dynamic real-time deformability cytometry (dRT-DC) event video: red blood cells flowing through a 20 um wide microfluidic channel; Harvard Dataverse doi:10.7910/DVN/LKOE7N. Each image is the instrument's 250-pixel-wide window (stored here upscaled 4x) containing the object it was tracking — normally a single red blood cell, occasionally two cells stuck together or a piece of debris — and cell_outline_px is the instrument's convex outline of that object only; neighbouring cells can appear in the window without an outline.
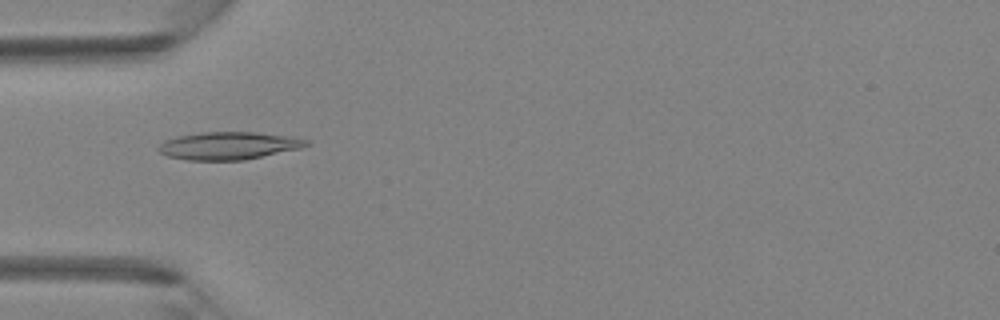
{"species": "Egyptian fruit bat (a non-hibernating species)", "species_latin": "Rousettus aegyptiacus", "temperature_condition": "room temperature", "stored_images_in_passage": 44, "camera_frame_rate_fps": 3000, "um_per_image_px": 0.085, "animal": {"sex": "female"}, "frame": {"image": 1, "passage_image": 14, "time_ms": 4.333, "image_size_px": [1000, 320], "cell_outline_px": [[312, 144], [300, 148], [244, 160], [188, 160], [168, 156], [160, 152], [156, 148], [164, 140], [176, 136], [200, 132], [256, 132], [292, 136], [308, 140]], "centroid_in_image_um": [19.43, 12.37], "position_along_channel_um": 65.6, "area_um2": 23.93}}
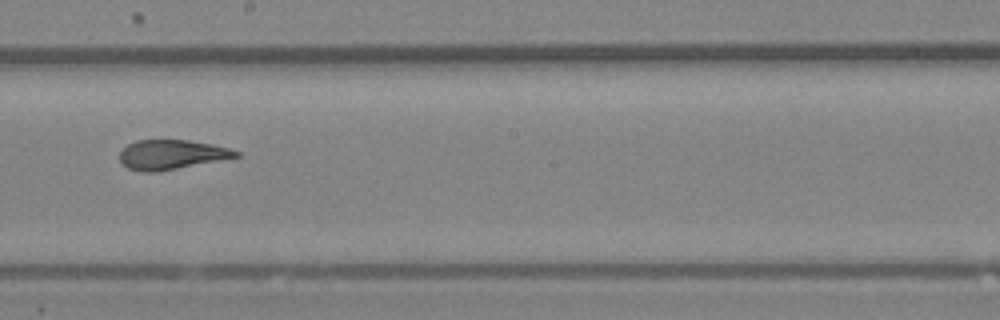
{"frame": {"image": 2, "passage_image": 25, "time_ms": 8.0, "image_size_px": [1000, 320], "cell_outline_px": [[240, 156], [156, 172], [140, 172], [128, 168], [120, 164], [120, 152], [128, 144], [136, 140], [188, 140], [212, 144], [228, 148], [240, 152]], "centroid_in_image_um": [14.53, 13.14], "position_along_channel_um": 233.7, "area_um2": 19.88}}
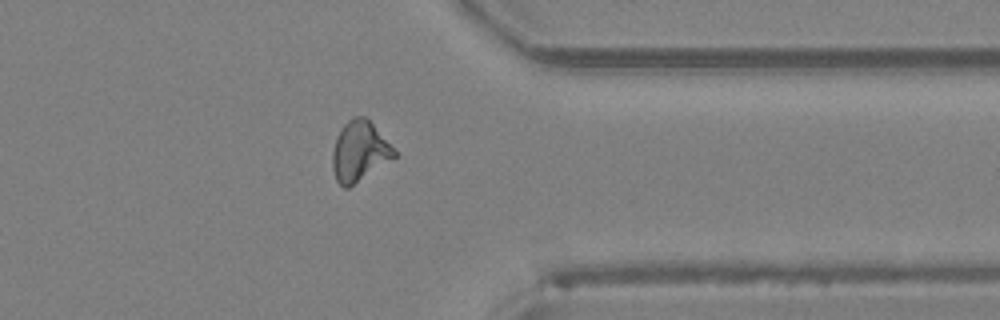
{"frame": {"image": 3, "passage_image": 35, "time_ms": 11.333, "image_size_px": [1000, 320], "cell_outline_px": [[396, 156], [348, 188], [344, 188], [336, 180], [332, 168], [332, 152], [336, 136], [344, 124], [352, 116], [364, 116], [372, 124], [396, 152]], "centroid_in_image_um": [30.5, 12.86], "position_along_channel_um": 380.9, "area_um2": 21.21}}